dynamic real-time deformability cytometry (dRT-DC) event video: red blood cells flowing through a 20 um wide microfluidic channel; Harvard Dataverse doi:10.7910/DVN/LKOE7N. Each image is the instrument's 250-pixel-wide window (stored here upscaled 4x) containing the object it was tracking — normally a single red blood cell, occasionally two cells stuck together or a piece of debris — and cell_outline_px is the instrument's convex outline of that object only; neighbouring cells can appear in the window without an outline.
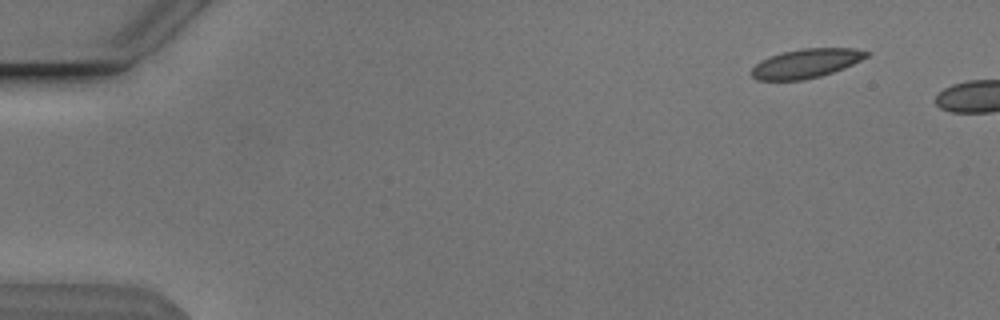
{"species": "Egyptian fruit bat (a non-hibernating species)", "species_latin": "Rousettus aegyptiacus", "temperature_condition": "cold", "stored_images_in_passage": 4, "camera_frame_rate_fps": 3000, "um_per_image_px": 0.085, "animal": {"sex": "male"}, "frame": {"image": 1, "passage_image": 1, "time_ms": 0.0, "image_size_px": [1000, 320], "cell_outline_px": [[868, 56], [844, 68], [820, 76], [804, 80], [756, 80], [752, 76], [752, 68], [760, 60], [784, 52], [800, 48], [852, 48], [868, 52]], "centroid_in_image_um": [68.49, 5.39], "position_along_channel_um": 16.5, "area_um2": 19.25}}